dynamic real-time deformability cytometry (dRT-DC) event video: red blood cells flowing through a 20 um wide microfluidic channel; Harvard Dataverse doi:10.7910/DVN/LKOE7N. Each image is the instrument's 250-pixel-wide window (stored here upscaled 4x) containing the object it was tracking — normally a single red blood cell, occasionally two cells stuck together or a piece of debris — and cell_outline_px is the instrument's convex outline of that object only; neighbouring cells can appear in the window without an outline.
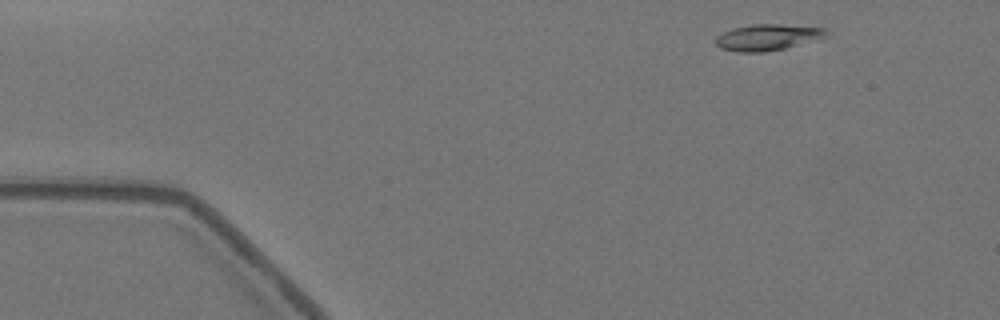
{"species": "Egyptian fruit bat (a non-hibernating species)", "species_latin": "Rousettus aegyptiacus", "temperature_condition": "warm", "stored_images_in_passage": 16, "camera_frame_rate_fps": 3000, "um_per_image_px": 0.085, "animal": {"sex": "female"}, "frame": {"image": 1, "passage_image": 7, "time_ms": 2.0, "image_size_px": [1000, 320], "cell_outline_px": [[832, 36], [768, 52], [736, 52], [720, 48], [716, 44], [716, 36], [732, 28], [752, 24], [780, 24], [824, 28]], "centroid_in_image_um": [65.27, 3.17], "position_along_channel_um": 19.7, "area_um2": 17.05}}
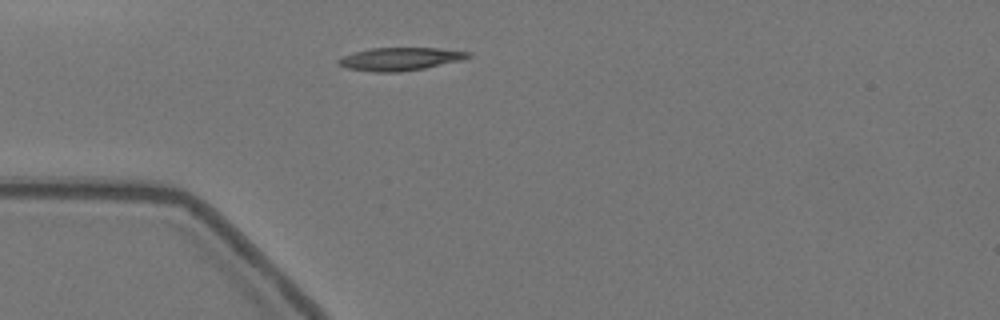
{"frame": {"image": 2, "passage_image": 16, "time_ms": 5.0, "image_size_px": [1000, 320], "cell_outline_px": [[472, 56], [464, 60], [424, 68], [400, 72], [376, 72], [348, 68], [336, 64], [336, 60], [340, 56], [372, 48], [436, 48], [472, 52]], "centroid_in_image_um": [34.02, 5.01], "position_along_channel_um": 51.0, "area_um2": 17.46}}